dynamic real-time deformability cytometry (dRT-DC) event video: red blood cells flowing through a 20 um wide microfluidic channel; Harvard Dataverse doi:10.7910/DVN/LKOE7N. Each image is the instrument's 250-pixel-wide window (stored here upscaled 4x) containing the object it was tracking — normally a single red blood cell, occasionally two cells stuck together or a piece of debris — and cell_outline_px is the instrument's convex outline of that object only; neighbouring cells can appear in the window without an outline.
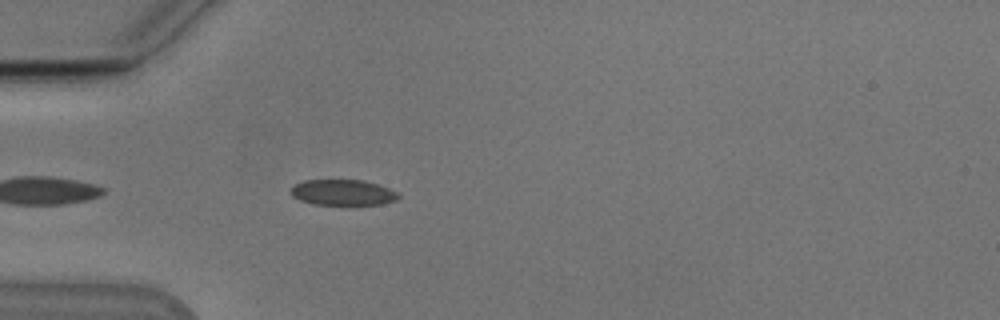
{"species": "Egyptian fruit bat (a non-hibernating species)", "species_latin": "Rousettus aegyptiacus", "temperature_condition": "cold", "stored_images_in_passage": 28, "camera_frame_rate_fps": 3000, "um_per_image_px": 0.085, "animal": {"sex": "male"}, "frame": {"image": 1, "passage_image": 4, "time_ms": 1.0, "image_size_px": [1000, 320], "cell_outline_px": [[400, 196], [396, 200], [380, 204], [348, 208], [316, 204], [300, 200], [292, 196], [288, 192], [296, 184], [304, 180], [364, 180], [388, 188], [396, 192]], "centroid_in_image_um": [29.14, 16.41], "position_along_channel_um": 55.9, "area_um2": 16.82}}
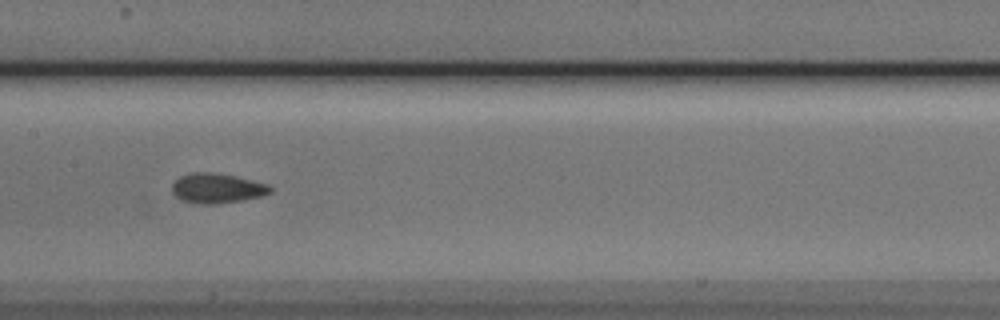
{"frame": {"image": 2, "passage_image": 15, "time_ms": 4.667, "image_size_px": [1000, 320], "cell_outline_px": [[272, 192], [260, 196], [240, 200], [216, 204], [200, 204], [180, 200], [172, 192], [172, 184], [180, 176], [192, 172], [212, 172], [232, 176], [268, 184], [272, 188]], "centroid_in_image_um": [18.41, 16.0], "position_along_channel_um": 189.0, "area_um2": 16.88}}
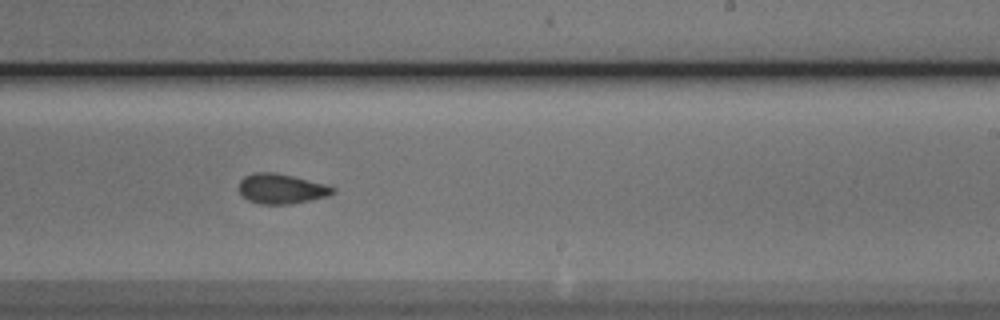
{"frame": {"image": 3, "passage_image": 21, "time_ms": 6.667, "image_size_px": [1000, 320], "cell_outline_px": [[336, 192], [328, 196], [292, 204], [260, 204], [248, 200], [240, 192], [240, 180], [244, 176], [252, 172], [276, 172], [324, 184], [336, 188]], "centroid_in_image_um": [23.92, 16.04], "position_along_channel_um": 265.1, "area_um2": 16.36}}